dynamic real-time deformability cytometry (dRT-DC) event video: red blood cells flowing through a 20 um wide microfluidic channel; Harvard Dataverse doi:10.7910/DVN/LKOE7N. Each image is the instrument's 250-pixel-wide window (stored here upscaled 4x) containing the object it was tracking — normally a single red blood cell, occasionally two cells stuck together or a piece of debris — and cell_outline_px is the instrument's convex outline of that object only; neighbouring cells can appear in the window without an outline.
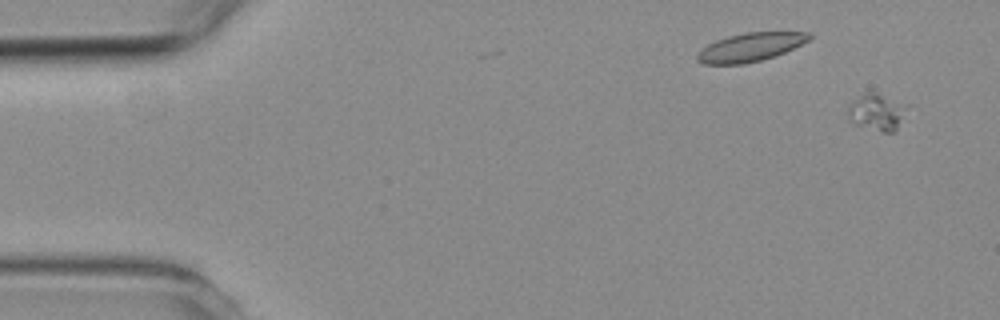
{"species": "common noctule bat (a hibernating species)", "species_latin": "Nyctalus noctula", "temperature_condition": "room temperature", "stored_images_in_passage": 5, "camera_frame_rate_fps": 3000, "um_per_image_px": 0.085, "animal": {"sex": "female", "body_mass_g": 19.3, "forearm_length_mm": 54.1}, "frame": {"image": 1, "passage_image": 2, "time_ms": 1.0, "image_size_px": [1000, 320], "cell_outline_px": [[896, 132], [884, 132], [852, 124], [848, 120], [848, 104], [864, 92], [876, 92], [892, 108], [896, 116]], "centroid_in_image_um": [74.13, 9.6], "position_along_channel_um": 10.9, "area_um2": 10.46}}